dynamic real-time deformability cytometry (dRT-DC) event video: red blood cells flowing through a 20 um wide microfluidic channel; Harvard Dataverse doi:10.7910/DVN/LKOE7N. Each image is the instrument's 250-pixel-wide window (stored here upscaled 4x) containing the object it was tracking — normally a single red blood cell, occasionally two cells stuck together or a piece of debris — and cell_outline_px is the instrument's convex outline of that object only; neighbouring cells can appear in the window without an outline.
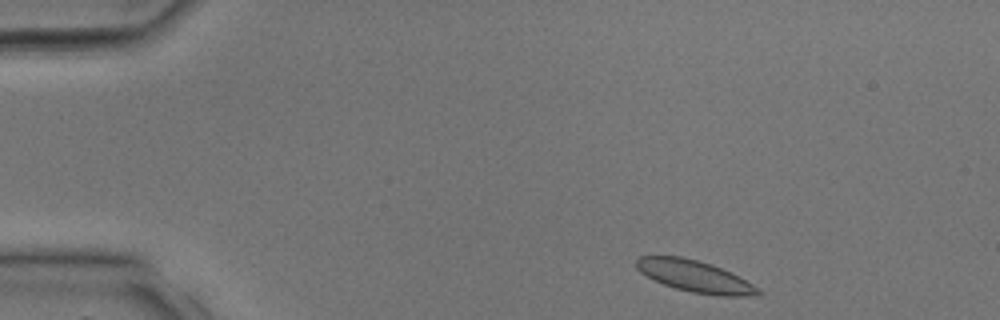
{"species": "common noctule bat (a hibernating species)", "species_latin": "Nyctalus noctula", "temperature_condition": "room temperature", "stored_images_in_passage": 30, "camera_frame_rate_fps": 3000, "um_per_image_px": 0.085, "animal": {"sex": "male", "body_mass_g": 17.9, "forearm_length_mm": 54.2}, "frame": {"image": 1, "passage_image": 2, "time_ms": 0.333, "image_size_px": [1000, 320], "cell_outline_px": [[764, 292], [756, 296], [720, 296], [692, 292], [676, 288], [664, 284], [640, 272], [636, 268], [636, 260], [640, 256], [680, 256], [696, 260], [720, 268], [760, 288]], "centroid_in_image_um": [59.07, 23.5], "position_along_channel_um": 25.9, "area_um2": 22.02}}
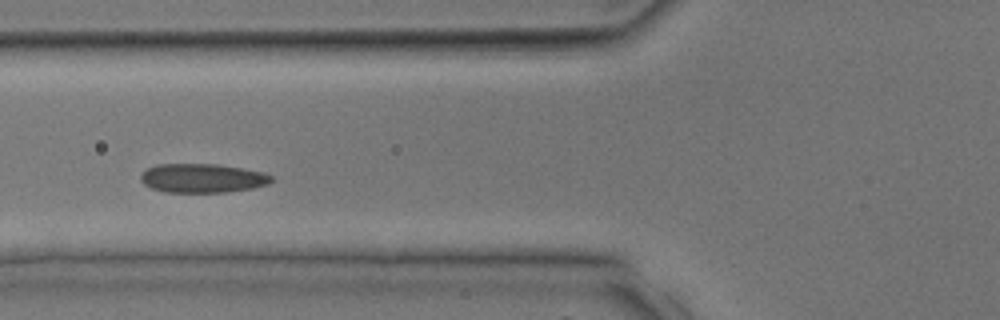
{"frame": {"image": 2, "passage_image": 10, "time_ms": 3.0, "image_size_px": [1000, 320], "cell_outline_px": [[272, 180], [268, 184], [252, 188], [228, 192], [164, 192], [152, 188], [144, 184], [140, 180], [140, 176], [148, 168], [156, 164], [216, 164], [264, 172], [272, 176]], "centroid_in_image_um": [17.2, 15.14], "position_along_channel_um": 108.6, "area_um2": 22.02}}
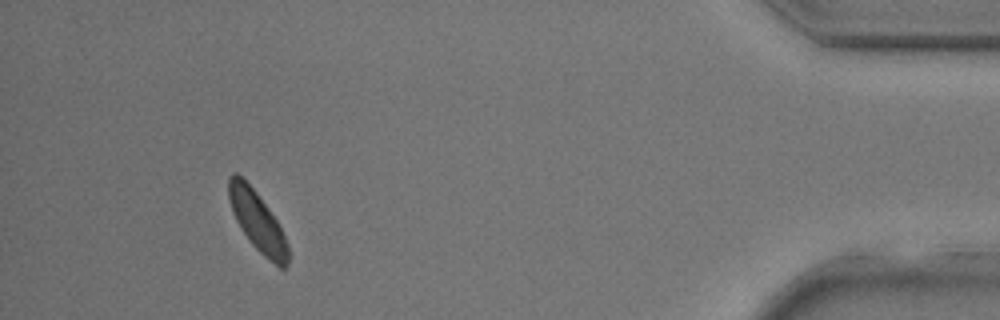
{"frame": {"image": 3, "passage_image": 28, "time_ms": 9.0, "image_size_px": [1000, 320], "cell_outline_px": [[288, 264], [284, 268], [280, 268], [264, 256], [252, 244], [240, 228], [232, 212], [228, 196], [228, 176], [232, 172], [236, 172], [256, 192], [268, 208], [276, 220], [288, 244]], "centroid_in_image_um": [21.85, 18.8], "position_along_channel_um": 413.3, "area_um2": 20.35}}